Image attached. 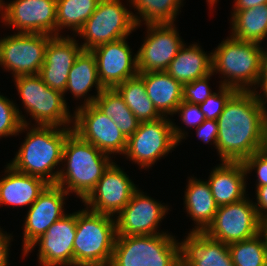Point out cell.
Wrapping results in <instances>:
<instances>
[{
	"instance_id": "1",
	"label": "cell",
	"mask_w": 267,
	"mask_h": 266,
	"mask_svg": "<svg viewBox=\"0 0 267 266\" xmlns=\"http://www.w3.org/2000/svg\"><path fill=\"white\" fill-rule=\"evenodd\" d=\"M216 121L221 161L243 162L267 147V109L258 92L236 91Z\"/></svg>"
},
{
	"instance_id": "2",
	"label": "cell",
	"mask_w": 267,
	"mask_h": 266,
	"mask_svg": "<svg viewBox=\"0 0 267 266\" xmlns=\"http://www.w3.org/2000/svg\"><path fill=\"white\" fill-rule=\"evenodd\" d=\"M24 130L27 131L25 140L15 158L8 164L20 173L37 176L49 184H56L59 171L55 168L60 163L63 164V147L67 136L73 131L72 127L22 124L18 133Z\"/></svg>"
},
{
	"instance_id": "3",
	"label": "cell",
	"mask_w": 267,
	"mask_h": 266,
	"mask_svg": "<svg viewBox=\"0 0 267 266\" xmlns=\"http://www.w3.org/2000/svg\"><path fill=\"white\" fill-rule=\"evenodd\" d=\"M62 162L64 168L57 169L59 174L55 185L68 194L75 193L83 201L113 160L72 131L64 143Z\"/></svg>"
},
{
	"instance_id": "4",
	"label": "cell",
	"mask_w": 267,
	"mask_h": 266,
	"mask_svg": "<svg viewBox=\"0 0 267 266\" xmlns=\"http://www.w3.org/2000/svg\"><path fill=\"white\" fill-rule=\"evenodd\" d=\"M264 51L260 43L227 37L211 52L212 73L225 78L219 85L257 92Z\"/></svg>"
},
{
	"instance_id": "5",
	"label": "cell",
	"mask_w": 267,
	"mask_h": 266,
	"mask_svg": "<svg viewBox=\"0 0 267 266\" xmlns=\"http://www.w3.org/2000/svg\"><path fill=\"white\" fill-rule=\"evenodd\" d=\"M115 217L77 211L73 266H109L116 240Z\"/></svg>"
},
{
	"instance_id": "6",
	"label": "cell",
	"mask_w": 267,
	"mask_h": 266,
	"mask_svg": "<svg viewBox=\"0 0 267 266\" xmlns=\"http://www.w3.org/2000/svg\"><path fill=\"white\" fill-rule=\"evenodd\" d=\"M109 266H180V246L169 233L116 236Z\"/></svg>"
},
{
	"instance_id": "7",
	"label": "cell",
	"mask_w": 267,
	"mask_h": 266,
	"mask_svg": "<svg viewBox=\"0 0 267 266\" xmlns=\"http://www.w3.org/2000/svg\"><path fill=\"white\" fill-rule=\"evenodd\" d=\"M182 130L169 117L140 122L137 131L127 139L124 155L142 169L152 167L185 139L188 133Z\"/></svg>"
},
{
	"instance_id": "8",
	"label": "cell",
	"mask_w": 267,
	"mask_h": 266,
	"mask_svg": "<svg viewBox=\"0 0 267 266\" xmlns=\"http://www.w3.org/2000/svg\"><path fill=\"white\" fill-rule=\"evenodd\" d=\"M14 82L35 125L72 127L73 115L63 93L48 87L39 75L18 76Z\"/></svg>"
},
{
	"instance_id": "9",
	"label": "cell",
	"mask_w": 267,
	"mask_h": 266,
	"mask_svg": "<svg viewBox=\"0 0 267 266\" xmlns=\"http://www.w3.org/2000/svg\"><path fill=\"white\" fill-rule=\"evenodd\" d=\"M137 28L133 12L120 0H100L94 13L77 32L85 51L128 37Z\"/></svg>"
},
{
	"instance_id": "10",
	"label": "cell",
	"mask_w": 267,
	"mask_h": 266,
	"mask_svg": "<svg viewBox=\"0 0 267 266\" xmlns=\"http://www.w3.org/2000/svg\"><path fill=\"white\" fill-rule=\"evenodd\" d=\"M248 198V199H247ZM249 197L218 206L212 223L204 233L216 241L230 244L254 237L263 230L256 208Z\"/></svg>"
},
{
	"instance_id": "11",
	"label": "cell",
	"mask_w": 267,
	"mask_h": 266,
	"mask_svg": "<svg viewBox=\"0 0 267 266\" xmlns=\"http://www.w3.org/2000/svg\"><path fill=\"white\" fill-rule=\"evenodd\" d=\"M0 39V66L13 77L38 75L45 49L52 37L41 33H17Z\"/></svg>"
},
{
	"instance_id": "12",
	"label": "cell",
	"mask_w": 267,
	"mask_h": 266,
	"mask_svg": "<svg viewBox=\"0 0 267 266\" xmlns=\"http://www.w3.org/2000/svg\"><path fill=\"white\" fill-rule=\"evenodd\" d=\"M72 130L109 156L125 153L127 138L94 103L76 108Z\"/></svg>"
},
{
	"instance_id": "13",
	"label": "cell",
	"mask_w": 267,
	"mask_h": 266,
	"mask_svg": "<svg viewBox=\"0 0 267 266\" xmlns=\"http://www.w3.org/2000/svg\"><path fill=\"white\" fill-rule=\"evenodd\" d=\"M0 12L1 22L18 33L57 35L56 0H14Z\"/></svg>"
},
{
	"instance_id": "14",
	"label": "cell",
	"mask_w": 267,
	"mask_h": 266,
	"mask_svg": "<svg viewBox=\"0 0 267 266\" xmlns=\"http://www.w3.org/2000/svg\"><path fill=\"white\" fill-rule=\"evenodd\" d=\"M137 189L123 169L113 162L82 203L92 212L114 217L128 204Z\"/></svg>"
},
{
	"instance_id": "15",
	"label": "cell",
	"mask_w": 267,
	"mask_h": 266,
	"mask_svg": "<svg viewBox=\"0 0 267 266\" xmlns=\"http://www.w3.org/2000/svg\"><path fill=\"white\" fill-rule=\"evenodd\" d=\"M174 23L146 24L147 37L137 51L138 72L166 71L185 44Z\"/></svg>"
},
{
	"instance_id": "16",
	"label": "cell",
	"mask_w": 267,
	"mask_h": 266,
	"mask_svg": "<svg viewBox=\"0 0 267 266\" xmlns=\"http://www.w3.org/2000/svg\"><path fill=\"white\" fill-rule=\"evenodd\" d=\"M170 210L167 205L155 201L137 189L128 204L115 216L117 236L155 235L159 232L158 225ZM158 231V232H157Z\"/></svg>"
},
{
	"instance_id": "17",
	"label": "cell",
	"mask_w": 267,
	"mask_h": 266,
	"mask_svg": "<svg viewBox=\"0 0 267 266\" xmlns=\"http://www.w3.org/2000/svg\"><path fill=\"white\" fill-rule=\"evenodd\" d=\"M76 225L77 212L65 214L34 241L23 255L27 256L38 244L37 256L41 266H73Z\"/></svg>"
},
{
	"instance_id": "18",
	"label": "cell",
	"mask_w": 267,
	"mask_h": 266,
	"mask_svg": "<svg viewBox=\"0 0 267 266\" xmlns=\"http://www.w3.org/2000/svg\"><path fill=\"white\" fill-rule=\"evenodd\" d=\"M126 39L128 38L108 42L91 50L104 89H113L139 74L137 54L132 56V48L130 49Z\"/></svg>"
},
{
	"instance_id": "19",
	"label": "cell",
	"mask_w": 267,
	"mask_h": 266,
	"mask_svg": "<svg viewBox=\"0 0 267 266\" xmlns=\"http://www.w3.org/2000/svg\"><path fill=\"white\" fill-rule=\"evenodd\" d=\"M69 194L55 184H49L28 208L23 233V253L65 213V196ZM64 208V209H63Z\"/></svg>"
},
{
	"instance_id": "20",
	"label": "cell",
	"mask_w": 267,
	"mask_h": 266,
	"mask_svg": "<svg viewBox=\"0 0 267 266\" xmlns=\"http://www.w3.org/2000/svg\"><path fill=\"white\" fill-rule=\"evenodd\" d=\"M78 41L69 35H54L49 39L45 49L44 63L39 76L50 88L64 93L69 71L76 58L83 51Z\"/></svg>"
},
{
	"instance_id": "21",
	"label": "cell",
	"mask_w": 267,
	"mask_h": 266,
	"mask_svg": "<svg viewBox=\"0 0 267 266\" xmlns=\"http://www.w3.org/2000/svg\"><path fill=\"white\" fill-rule=\"evenodd\" d=\"M179 246L180 266H234L228 244L204 232L190 231Z\"/></svg>"
},
{
	"instance_id": "22",
	"label": "cell",
	"mask_w": 267,
	"mask_h": 266,
	"mask_svg": "<svg viewBox=\"0 0 267 266\" xmlns=\"http://www.w3.org/2000/svg\"><path fill=\"white\" fill-rule=\"evenodd\" d=\"M207 180L218 206L238 202L246 197V170L242 162L220 161Z\"/></svg>"
},
{
	"instance_id": "23",
	"label": "cell",
	"mask_w": 267,
	"mask_h": 266,
	"mask_svg": "<svg viewBox=\"0 0 267 266\" xmlns=\"http://www.w3.org/2000/svg\"><path fill=\"white\" fill-rule=\"evenodd\" d=\"M0 179V205L31 206L49 185L44 179L14 170L9 164Z\"/></svg>"
},
{
	"instance_id": "24",
	"label": "cell",
	"mask_w": 267,
	"mask_h": 266,
	"mask_svg": "<svg viewBox=\"0 0 267 266\" xmlns=\"http://www.w3.org/2000/svg\"><path fill=\"white\" fill-rule=\"evenodd\" d=\"M143 78L149 99L162 117L176 114L181 104L183 85L166 71L139 73Z\"/></svg>"
},
{
	"instance_id": "25",
	"label": "cell",
	"mask_w": 267,
	"mask_h": 266,
	"mask_svg": "<svg viewBox=\"0 0 267 266\" xmlns=\"http://www.w3.org/2000/svg\"><path fill=\"white\" fill-rule=\"evenodd\" d=\"M95 87L96 95L85 96ZM104 89L98 78L96 59L91 51L83 50L76 58L72 68L69 71L65 93L70 91L74 98L78 100L82 97L84 102L80 106L90 105L95 102L97 96ZM87 97V98H86Z\"/></svg>"
},
{
	"instance_id": "26",
	"label": "cell",
	"mask_w": 267,
	"mask_h": 266,
	"mask_svg": "<svg viewBox=\"0 0 267 266\" xmlns=\"http://www.w3.org/2000/svg\"><path fill=\"white\" fill-rule=\"evenodd\" d=\"M184 196V207L194 224L192 232H204L217 212L216 204L207 181L189 177ZM196 222V223H195Z\"/></svg>"
},
{
	"instance_id": "27",
	"label": "cell",
	"mask_w": 267,
	"mask_h": 266,
	"mask_svg": "<svg viewBox=\"0 0 267 266\" xmlns=\"http://www.w3.org/2000/svg\"><path fill=\"white\" fill-rule=\"evenodd\" d=\"M199 44H184L170 62L166 72L182 85L212 72V53L206 54Z\"/></svg>"
},
{
	"instance_id": "28",
	"label": "cell",
	"mask_w": 267,
	"mask_h": 266,
	"mask_svg": "<svg viewBox=\"0 0 267 266\" xmlns=\"http://www.w3.org/2000/svg\"><path fill=\"white\" fill-rule=\"evenodd\" d=\"M231 35L241 41L262 43L267 38V4L250 9L233 10Z\"/></svg>"
},
{
	"instance_id": "29",
	"label": "cell",
	"mask_w": 267,
	"mask_h": 266,
	"mask_svg": "<svg viewBox=\"0 0 267 266\" xmlns=\"http://www.w3.org/2000/svg\"><path fill=\"white\" fill-rule=\"evenodd\" d=\"M114 89L140 122L155 121L162 117L149 99L143 78L139 74Z\"/></svg>"
},
{
	"instance_id": "30",
	"label": "cell",
	"mask_w": 267,
	"mask_h": 266,
	"mask_svg": "<svg viewBox=\"0 0 267 266\" xmlns=\"http://www.w3.org/2000/svg\"><path fill=\"white\" fill-rule=\"evenodd\" d=\"M94 104L112 119L127 139L137 131L140 121L114 88L103 89Z\"/></svg>"
},
{
	"instance_id": "31",
	"label": "cell",
	"mask_w": 267,
	"mask_h": 266,
	"mask_svg": "<svg viewBox=\"0 0 267 266\" xmlns=\"http://www.w3.org/2000/svg\"><path fill=\"white\" fill-rule=\"evenodd\" d=\"M183 0H129L130 4L138 11L133 13L137 28L141 21L146 24L174 23L179 15Z\"/></svg>"
},
{
	"instance_id": "32",
	"label": "cell",
	"mask_w": 267,
	"mask_h": 266,
	"mask_svg": "<svg viewBox=\"0 0 267 266\" xmlns=\"http://www.w3.org/2000/svg\"><path fill=\"white\" fill-rule=\"evenodd\" d=\"M100 0H56L57 35L63 28L77 33L94 13Z\"/></svg>"
},
{
	"instance_id": "33",
	"label": "cell",
	"mask_w": 267,
	"mask_h": 266,
	"mask_svg": "<svg viewBox=\"0 0 267 266\" xmlns=\"http://www.w3.org/2000/svg\"><path fill=\"white\" fill-rule=\"evenodd\" d=\"M234 266H267V238L264 230L252 238L228 244Z\"/></svg>"
},
{
	"instance_id": "34",
	"label": "cell",
	"mask_w": 267,
	"mask_h": 266,
	"mask_svg": "<svg viewBox=\"0 0 267 266\" xmlns=\"http://www.w3.org/2000/svg\"><path fill=\"white\" fill-rule=\"evenodd\" d=\"M15 104L13 100L0 95V138L19 135L22 124L31 125Z\"/></svg>"
},
{
	"instance_id": "35",
	"label": "cell",
	"mask_w": 267,
	"mask_h": 266,
	"mask_svg": "<svg viewBox=\"0 0 267 266\" xmlns=\"http://www.w3.org/2000/svg\"><path fill=\"white\" fill-rule=\"evenodd\" d=\"M236 91L235 88L220 85L217 93L214 92L203 103L199 104L205 119L217 120L227 101Z\"/></svg>"
},
{
	"instance_id": "36",
	"label": "cell",
	"mask_w": 267,
	"mask_h": 266,
	"mask_svg": "<svg viewBox=\"0 0 267 266\" xmlns=\"http://www.w3.org/2000/svg\"><path fill=\"white\" fill-rule=\"evenodd\" d=\"M212 75H214V73L211 72L202 78L183 84L182 100L196 105L203 103L214 93L208 85Z\"/></svg>"
},
{
	"instance_id": "37",
	"label": "cell",
	"mask_w": 267,
	"mask_h": 266,
	"mask_svg": "<svg viewBox=\"0 0 267 266\" xmlns=\"http://www.w3.org/2000/svg\"><path fill=\"white\" fill-rule=\"evenodd\" d=\"M246 174H250L254 169L257 175L256 187L267 185V147L254 152L243 162Z\"/></svg>"
},
{
	"instance_id": "38",
	"label": "cell",
	"mask_w": 267,
	"mask_h": 266,
	"mask_svg": "<svg viewBox=\"0 0 267 266\" xmlns=\"http://www.w3.org/2000/svg\"><path fill=\"white\" fill-rule=\"evenodd\" d=\"M176 113L179 114L186 127L190 128H197L205 120L204 114L201 112L199 105L190 104L185 101L181 102Z\"/></svg>"
},
{
	"instance_id": "39",
	"label": "cell",
	"mask_w": 267,
	"mask_h": 266,
	"mask_svg": "<svg viewBox=\"0 0 267 266\" xmlns=\"http://www.w3.org/2000/svg\"><path fill=\"white\" fill-rule=\"evenodd\" d=\"M195 129L199 139H201L206 144H209L211 142L212 145L213 143L216 148L219 131L216 120L205 119L203 123Z\"/></svg>"
},
{
	"instance_id": "40",
	"label": "cell",
	"mask_w": 267,
	"mask_h": 266,
	"mask_svg": "<svg viewBox=\"0 0 267 266\" xmlns=\"http://www.w3.org/2000/svg\"><path fill=\"white\" fill-rule=\"evenodd\" d=\"M256 202H253L258 218L263 222L267 223V185L256 187Z\"/></svg>"
},
{
	"instance_id": "41",
	"label": "cell",
	"mask_w": 267,
	"mask_h": 266,
	"mask_svg": "<svg viewBox=\"0 0 267 266\" xmlns=\"http://www.w3.org/2000/svg\"><path fill=\"white\" fill-rule=\"evenodd\" d=\"M11 234L2 231L0 227V266H9V246L11 242Z\"/></svg>"
},
{
	"instance_id": "42",
	"label": "cell",
	"mask_w": 267,
	"mask_h": 266,
	"mask_svg": "<svg viewBox=\"0 0 267 266\" xmlns=\"http://www.w3.org/2000/svg\"><path fill=\"white\" fill-rule=\"evenodd\" d=\"M235 4L232 10H244L250 9L262 4H267V0H234Z\"/></svg>"
},
{
	"instance_id": "43",
	"label": "cell",
	"mask_w": 267,
	"mask_h": 266,
	"mask_svg": "<svg viewBox=\"0 0 267 266\" xmlns=\"http://www.w3.org/2000/svg\"><path fill=\"white\" fill-rule=\"evenodd\" d=\"M260 87L263 91L267 87V50L264 51L262 57L261 75L256 89Z\"/></svg>"
},
{
	"instance_id": "44",
	"label": "cell",
	"mask_w": 267,
	"mask_h": 266,
	"mask_svg": "<svg viewBox=\"0 0 267 266\" xmlns=\"http://www.w3.org/2000/svg\"><path fill=\"white\" fill-rule=\"evenodd\" d=\"M258 93H259V96L261 98L262 104L265 106V108H267L266 107V102H267V87L263 90V94H260V92H258Z\"/></svg>"
},
{
	"instance_id": "45",
	"label": "cell",
	"mask_w": 267,
	"mask_h": 266,
	"mask_svg": "<svg viewBox=\"0 0 267 266\" xmlns=\"http://www.w3.org/2000/svg\"><path fill=\"white\" fill-rule=\"evenodd\" d=\"M208 3H209V5H210V7L209 8H211L212 6H215L214 4H217V1L218 0H206Z\"/></svg>"
},
{
	"instance_id": "46",
	"label": "cell",
	"mask_w": 267,
	"mask_h": 266,
	"mask_svg": "<svg viewBox=\"0 0 267 266\" xmlns=\"http://www.w3.org/2000/svg\"><path fill=\"white\" fill-rule=\"evenodd\" d=\"M263 230H264V232L266 234V238H267V223L263 224Z\"/></svg>"
},
{
	"instance_id": "47",
	"label": "cell",
	"mask_w": 267,
	"mask_h": 266,
	"mask_svg": "<svg viewBox=\"0 0 267 266\" xmlns=\"http://www.w3.org/2000/svg\"><path fill=\"white\" fill-rule=\"evenodd\" d=\"M4 3V1L3 0H0V10H1V8H2V4Z\"/></svg>"
}]
</instances>
